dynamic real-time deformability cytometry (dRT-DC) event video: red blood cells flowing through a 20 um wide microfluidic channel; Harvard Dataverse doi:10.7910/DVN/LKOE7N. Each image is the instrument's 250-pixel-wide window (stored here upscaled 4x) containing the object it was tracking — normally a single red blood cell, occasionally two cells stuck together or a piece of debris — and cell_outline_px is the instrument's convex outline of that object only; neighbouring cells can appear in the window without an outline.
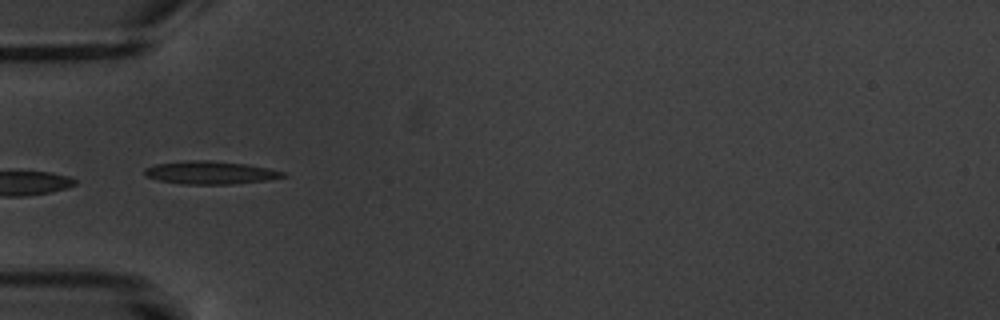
{"species": "common noctule bat (a hibernating species)", "species_latin": "Nyctalus noctula", "temperature_condition": "warm", "stored_images_in_passage": 6, "camera_frame_rate_fps": 3000, "um_per_image_px": 0.085, "animal": {"sex": "male", "body_mass_g": 20.1, "forearm_length_mm": 53.5}, "frame": {"image": 1, "passage_image": 6, "time_ms": 6.667, "image_size_px": [1000, 320], "cell_outline_px": [[288, 176], [268, 180], [232, 184], [184, 184], [160, 180], [148, 176], [144, 172], [144, 168], [156, 164], [192, 160], [208, 160], [244, 164], [268, 168], [284, 172]], "centroid_in_image_um": [17.91, 14.67], "position_along_channel_um": 67.1, "area_um2": 18.26}}